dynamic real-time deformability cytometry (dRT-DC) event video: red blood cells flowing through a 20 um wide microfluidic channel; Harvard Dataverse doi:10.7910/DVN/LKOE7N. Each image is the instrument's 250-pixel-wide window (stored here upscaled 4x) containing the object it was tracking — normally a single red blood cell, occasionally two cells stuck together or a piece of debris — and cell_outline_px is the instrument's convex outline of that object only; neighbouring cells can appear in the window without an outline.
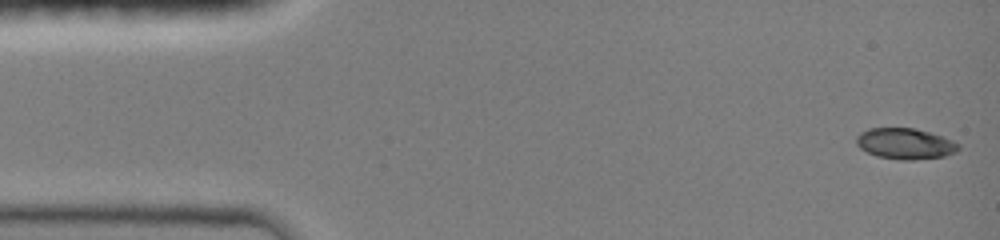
{"species": "common noctule bat (a hibernating species)", "species_latin": "Nyctalus noctula", "temperature_condition": "room temperature", "stored_images_in_passage": 5, "camera_frame_rate_fps": 3000, "um_per_image_px": 0.085, "animal": {"sex": "female", "body_mass_g": 19.0, "forearm_length_mm": 51.5}, "frame": {"image": 1, "passage_image": 1, "time_ms": 0.0, "image_size_px": [1000, 240], "cell_outline_px": [[960, 148], [956, 152], [944, 156], [904, 160], [880, 156], [868, 152], [860, 148], [856, 144], [856, 136], [860, 132], [868, 128], [916, 128], [952, 140], [960, 144]], "centroid_in_image_um": [76.93, 12.19], "position_along_channel_um": 8.1, "area_um2": 18.15}}
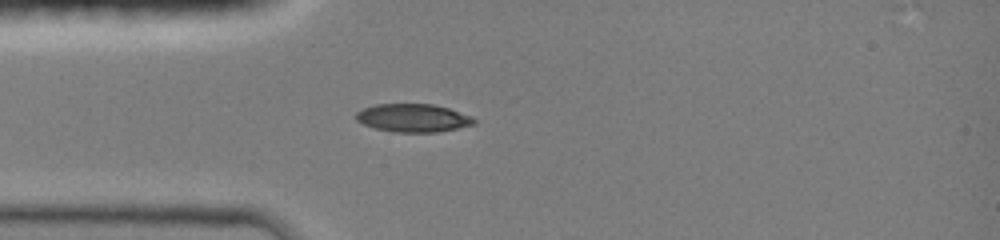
{"frame": {"image": 2, "passage_image": 5, "time_ms": 3.667, "image_size_px": [1000, 240], "cell_outline_px": [[476, 124], [436, 132], [392, 132], [376, 128], [364, 124], [356, 120], [356, 112], [364, 108], [376, 104], [432, 104], [448, 108], [472, 116], [476, 120]], "centroid_in_image_um": [35.12, 10.02], "position_along_channel_um": 49.9, "area_um2": 19.25}}